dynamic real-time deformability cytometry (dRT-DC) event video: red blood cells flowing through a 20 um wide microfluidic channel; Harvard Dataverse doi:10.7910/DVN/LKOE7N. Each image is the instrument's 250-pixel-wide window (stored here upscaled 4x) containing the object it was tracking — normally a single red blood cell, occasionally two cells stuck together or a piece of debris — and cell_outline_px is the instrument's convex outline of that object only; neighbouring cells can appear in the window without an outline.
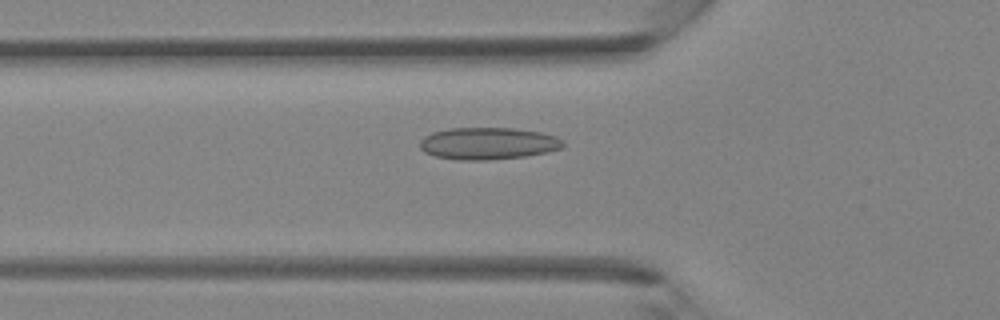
{"species": "Egyptian fruit bat (a non-hibernating species)", "species_latin": "Rousettus aegyptiacus", "temperature_condition": "room temperature", "stored_images_in_passage": 31, "camera_frame_rate_fps": 3000, "um_per_image_px": 0.085, "animal": {"sex": "female"}, "frame": {"image": 1, "passage_image": 6, "time_ms": 1.667, "image_size_px": [1000, 320], "cell_outline_px": [[564, 144], [560, 148], [548, 152], [524, 156], [488, 160], [456, 160], [436, 156], [424, 152], [420, 148], [420, 140], [424, 136], [432, 132], [448, 128], [512, 128], [540, 132], [556, 136], [564, 140]], "centroid_in_image_um": [41.46, 12.19], "position_along_channel_um": 84.3, "area_um2": 26.82}}
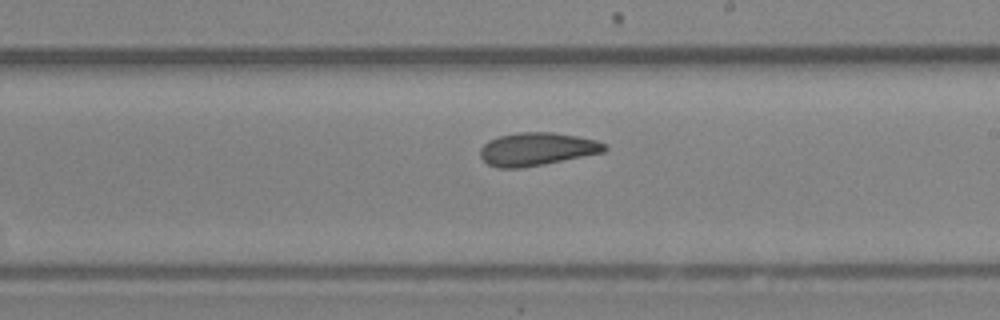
{"frame": {"image": 2, "passage_image": 16, "time_ms": 5.0, "image_size_px": [1000, 320], "cell_outline_px": [[608, 148], [604, 152], [544, 164], [520, 168], [496, 168], [488, 164], [480, 156], [480, 148], [488, 140], [500, 136], [520, 132], [552, 132], [576, 136], [596, 140], [604, 144]], "centroid_in_image_um": [45.61, 12.67], "position_along_channel_um": 243.4, "area_um2": 23.81}}
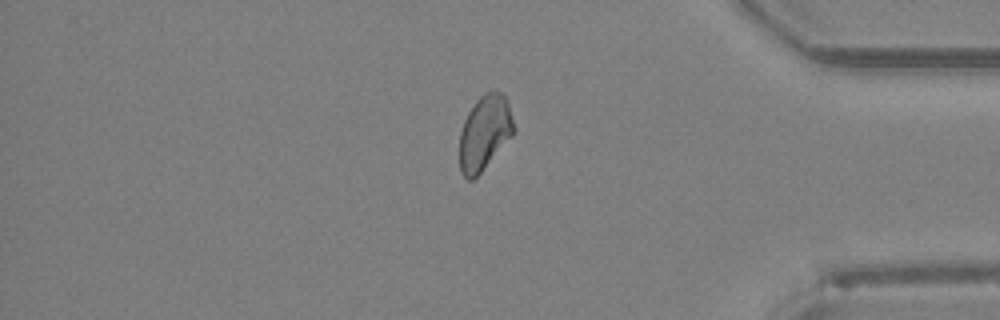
{"frame": {"image": 3, "passage_image": 27, "time_ms": 8.667, "image_size_px": [1000, 320], "cell_outline_px": [[516, 128], [512, 136], [480, 172], [472, 180], [468, 180], [460, 172], [460, 132], [464, 120], [468, 112], [476, 100], [484, 92], [504, 92], [508, 100]], "centroid_in_image_um": [41.21, 11.24], "position_along_channel_um": 394.0, "area_um2": 23.64}}